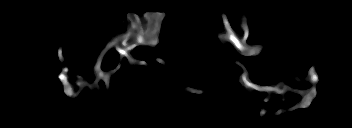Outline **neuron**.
<instances>
[{
    "instance_id": "1",
    "label": "neuron",
    "mask_w": 352,
    "mask_h": 128,
    "mask_svg": "<svg viewBox=\"0 0 352 128\" xmlns=\"http://www.w3.org/2000/svg\"><path fill=\"white\" fill-rule=\"evenodd\" d=\"M164 12H147L144 13L143 16L146 18V25L147 28L143 29V25L141 24V21L139 20L138 16L134 14L132 17L131 15L127 16V21H130V26L129 30L121 35H117L114 39H111L108 41V44L106 47L101 51L100 56L97 59V64L93 68V73L96 75L97 79L96 81L91 85L92 87L95 86L96 88H99L98 85V80L102 79L105 83V88L109 89V80L110 76L117 70L121 68V60L124 56L127 57L129 60L130 64L134 65H147L146 61H138L134 60L132 56L129 54V51L132 50L136 45H150V46H155L158 43V39L156 35L159 33L160 30V22L161 20L164 19L165 17ZM223 22L226 26L227 29V34L226 35H221L220 38L223 40H229L231 41L237 50L242 54V55H257L260 53V49L258 46L252 47V46H247L245 44V41L247 37L249 36L248 28L246 23L242 24V29L244 30V37L243 39H240L237 37L234 32L231 30L229 22L224 14L221 15ZM111 49H116L119 54H120V59L118 61V65L115 70L109 71V72H103L101 70V64L102 61L108 53L109 50ZM58 56L61 62H63V56H62V47H59L58 50ZM157 62L163 63L164 61L161 58L156 59ZM234 64L240 65L244 73L242 75V80H243V85L246 89L248 88H253L257 91L263 92V91H274L277 93H283L284 90L286 89H291L289 87H284L283 89H279L278 87H260L256 86L255 84L251 83L248 78L246 77V67H244L239 61H235ZM69 73V69L67 67L63 68L62 72L59 74L58 78L63 82V92L70 98L77 97L81 91L84 90V88L87 86V82L84 81L83 77H79L78 81L76 82L77 86H80V90L77 93H74V87L70 85L67 81V76ZM309 76L311 79V83H316L318 82V75L316 74L314 70V66L311 67V70L309 72ZM189 90L193 93L196 94H202L203 91L199 89H192L191 87ZM299 93L301 96H304L302 101L298 104L300 107L306 108L309 106L310 102L316 97V88H311L310 90H306L304 92L301 91H296ZM266 112H269V110H263L261 111L260 115L263 116ZM283 112V109H279L276 112V115H280Z\"/></svg>"
}]
</instances>
